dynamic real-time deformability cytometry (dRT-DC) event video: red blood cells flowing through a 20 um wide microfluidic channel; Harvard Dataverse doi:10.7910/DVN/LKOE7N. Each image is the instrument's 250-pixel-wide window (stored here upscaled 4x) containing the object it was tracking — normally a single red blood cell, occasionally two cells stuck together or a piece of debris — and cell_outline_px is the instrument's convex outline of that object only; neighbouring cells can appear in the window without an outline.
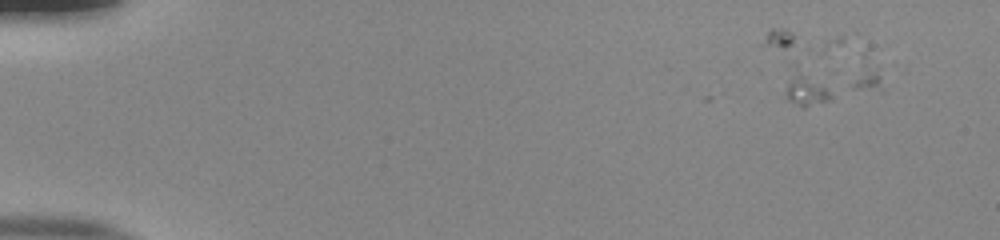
{"species": "human", "species_latin": "Homo sapiens", "temperature_condition": "room temperature", "stored_images_in_passage": 8, "camera_frame_rate_fps": 3000, "um_per_image_px": 0.085, "donor": {"sex": "male"}, "frame": {"image": 1, "passage_image": 5, "time_ms": 1.333, "image_size_px": [1000, 240], "cell_outline_px": [[828, 96], [824, 100], [804, 108], [788, 100], [784, 96], [764, 44], [768, 28], [784, 28], [792, 36], [800, 48], [828, 92]], "centroid_in_image_um": [67.45, 5.91], "position_along_channel_um": 17.5, "area_um2": 20.11}}